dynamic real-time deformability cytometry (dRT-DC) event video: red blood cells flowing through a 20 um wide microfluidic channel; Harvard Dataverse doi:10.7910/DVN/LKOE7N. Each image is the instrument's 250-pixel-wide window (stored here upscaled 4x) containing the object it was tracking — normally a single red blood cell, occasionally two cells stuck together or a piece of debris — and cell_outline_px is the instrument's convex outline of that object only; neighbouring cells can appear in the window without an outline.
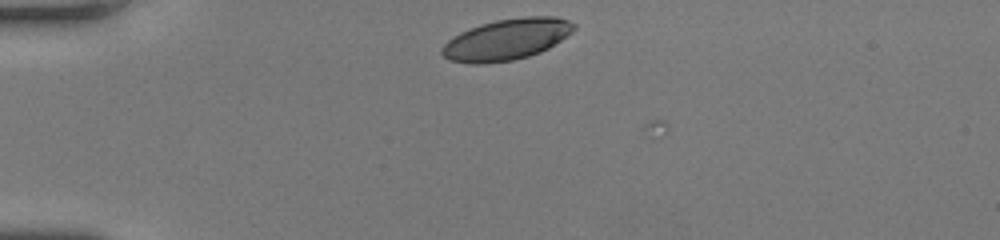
{"species": "human", "species_latin": "Homo sapiens", "temperature_condition": "room temperature", "stored_images_in_passage": 30, "camera_frame_rate_fps": 3000, "um_per_image_px": 0.085, "donor": {"sex": "female"}, "frame": {"image": 1, "passage_image": 1, "time_ms": 0.0, "image_size_px": [1000, 240], "cell_outline_px": [[576, 28], [560, 40], [548, 48], [540, 52], [528, 56], [512, 60], [484, 64], [472, 64], [448, 60], [440, 52], [440, 48], [448, 40], [460, 32], [480, 24], [496, 20], [524, 16], [556, 16], [568, 20], [576, 24]], "centroid_in_image_um": [43.04, 3.35], "position_along_channel_um": 42.0, "area_um2": 31.67}}
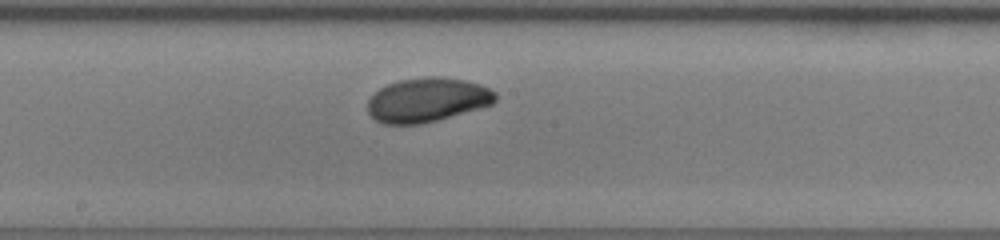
{"frame": {"image": 2, "passage_image": 16, "time_ms": 5.0, "image_size_px": [1000, 240], "cell_outline_px": [[496, 100], [492, 104], [436, 120], [420, 124], [384, 124], [376, 120], [368, 112], [368, 100], [380, 88], [388, 84], [400, 80], [428, 76], [444, 76], [464, 80], [480, 84], [496, 92]], "centroid_in_image_um": [36.31, 8.48], "position_along_channel_um": 211.9, "area_um2": 32.66}}
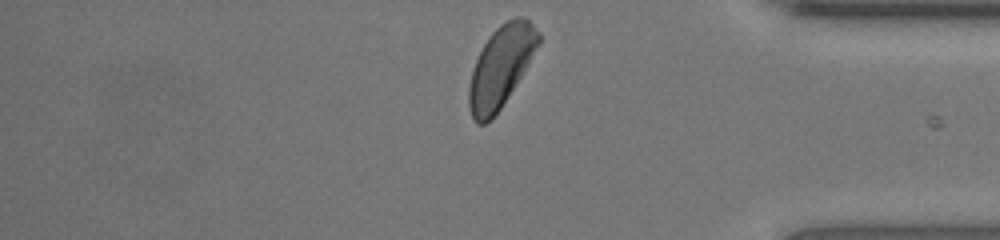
{"frame": {"image": 3, "passage_image": 30, "time_ms": 9.667, "image_size_px": [1000, 240], "cell_outline_px": [[540, 44], [508, 96], [500, 108], [484, 124], [476, 124], [472, 116], [468, 104], [468, 88], [472, 72], [476, 60], [488, 36], [500, 24], [516, 16], [524, 16], [540, 32]], "centroid_in_image_um": [42.57, 5.62], "position_along_channel_um": 392.6, "area_um2": 32.31}, "authors_computed_cell_mechanics": {"area_um2": 32.5125, "velocity_mm_per_s": 4.2506, "shape_relaxation_time_tau1_ms": 3.5295, "shape_relaxation_time_tau2_ms": 2.3815, "deformation_change_tau1": 0.1468, "deformation_change_tau2": 0.0575}}